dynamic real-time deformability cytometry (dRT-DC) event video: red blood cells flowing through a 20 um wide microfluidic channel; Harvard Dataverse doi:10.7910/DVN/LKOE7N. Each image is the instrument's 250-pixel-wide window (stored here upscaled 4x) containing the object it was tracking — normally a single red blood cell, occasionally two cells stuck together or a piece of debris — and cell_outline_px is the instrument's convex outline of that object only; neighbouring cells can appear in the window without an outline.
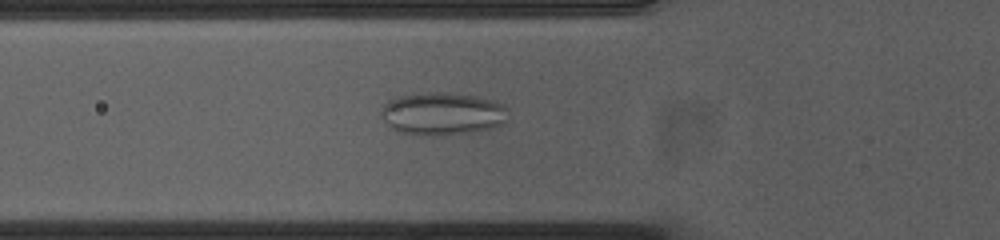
{"species": "common noctule bat (a hibernating species)", "species_latin": "Nyctalus noctula", "temperature_condition": "cold", "stored_images_in_passage": 55, "camera_frame_rate_fps": 3000, "um_per_image_px": 0.085, "animal": {"sex": "female", "body_mass_g": 23.0, "forearm_length_mm": 53.4}, "frame": {"image": 1, "passage_image": 19, "time_ms": 6.0, "image_size_px": [1000, 240], "cell_outline_px": [[508, 120], [504, 124], [492, 128], [472, 132], [444, 136], [436, 136], [396, 132], [384, 120], [380, 112], [384, 104], [388, 100], [400, 96], [428, 92], [448, 92], [480, 96], [492, 100], [500, 104], [504, 108]], "centroid_in_image_um": [37.6, 9.67], "position_along_channel_um": 88.2, "area_um2": 31.85}}
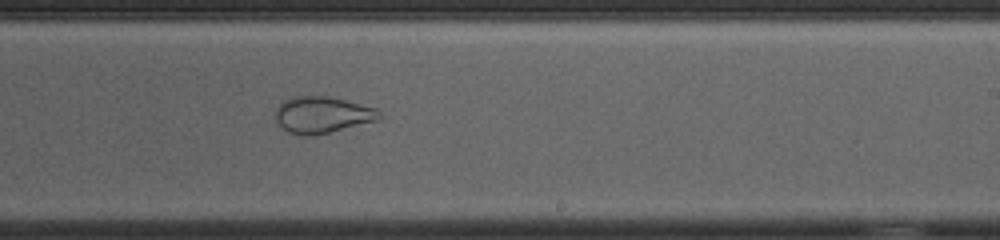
{"frame": {"image": 2, "passage_image": 33, "time_ms": 10.667, "image_size_px": [1000, 240], "cell_outline_px": [[384, 116], [380, 120], [312, 136], [300, 136], [288, 132], [276, 124], [276, 108], [284, 100], [292, 96], [328, 96], [376, 108]], "centroid_in_image_um": [27.39, 9.77], "position_along_channel_um": 261.6, "area_um2": 22.31}}
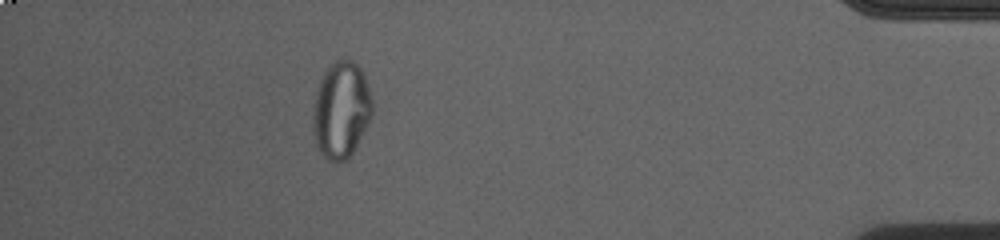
{"frame": {"image": 3, "passage_image": 49, "time_ms": 16.0, "image_size_px": [1000, 240], "cell_outline_px": [[372, 112], [352, 152], [344, 160], [336, 164], [328, 160], [320, 152], [316, 144], [312, 128], [312, 116], [316, 92], [320, 80], [324, 72], [336, 60], [352, 60], [364, 72], [372, 100]], "centroid_in_image_um": [28.97, 9.34], "position_along_channel_um": 406.2, "area_um2": 33.0}}